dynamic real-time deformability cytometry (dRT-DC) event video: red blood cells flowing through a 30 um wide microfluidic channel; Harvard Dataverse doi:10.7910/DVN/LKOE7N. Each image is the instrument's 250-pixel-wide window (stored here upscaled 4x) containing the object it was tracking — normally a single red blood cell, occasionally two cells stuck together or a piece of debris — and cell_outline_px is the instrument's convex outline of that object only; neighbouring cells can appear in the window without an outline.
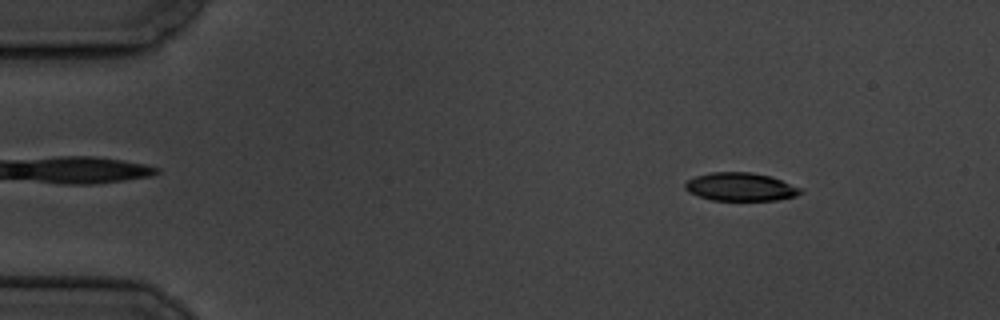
{"species": "common noctule bat (a hibernating species)", "species_latin": "Nyctalus noctula", "temperature_condition": "cold", "stored_images_in_passage": 57, "camera_frame_rate_fps": 3000, "um_per_image_px": 0.085, "animal": {"sex": "male", "body_mass_g": 19.5, "forearm_length_mm": 54.6}, "frame": {"image": 1, "passage_image": 7, "time_ms": 2.0, "image_size_px": [1000, 320], "cell_outline_px": [[804, 192], [796, 196], [776, 200], [712, 200], [688, 192], [684, 188], [684, 184], [688, 180], [696, 176], [712, 172], [748, 172], [772, 176], [804, 188]], "centroid_in_image_um": [63.0, 15.88], "position_along_channel_um": 22.0, "area_um2": 19.13}}
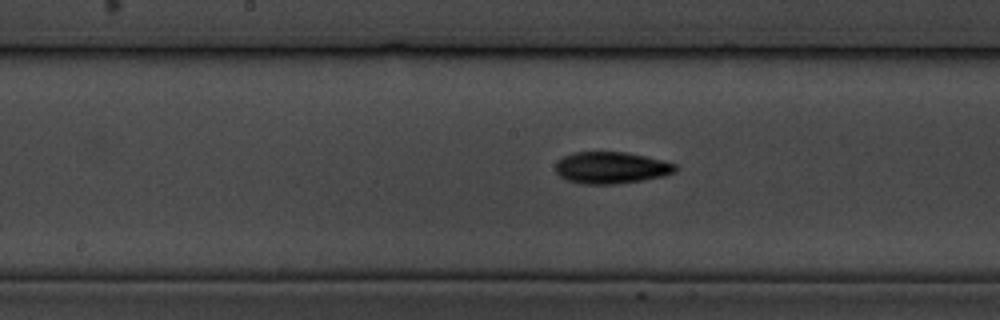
{"frame": {"image": 2, "passage_image": 29, "time_ms": 9.333, "image_size_px": [1000, 320], "cell_outline_px": [[680, 168], [664, 176], [644, 180], [616, 184], [580, 184], [568, 180], [560, 176], [556, 172], [556, 164], [564, 156], [572, 152], [628, 152], [676, 164]], "centroid_in_image_um": [51.96, 14.26], "position_along_channel_um": 196.2, "area_um2": 22.14}}
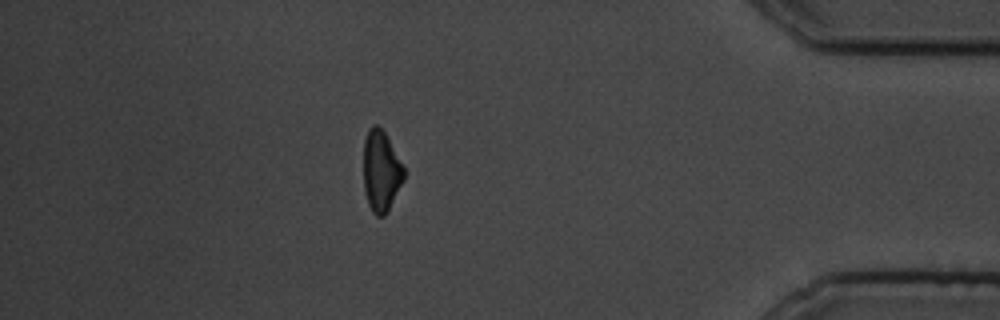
{"frame": {"image": 3, "passage_image": 50, "time_ms": 16.333, "image_size_px": [1000, 320], "cell_outline_px": [[404, 180], [384, 216], [376, 216], [372, 212], [368, 204], [364, 192], [364, 140], [368, 128], [372, 124], [376, 124], [384, 132], [404, 164]], "centroid_in_image_um": [32.39, 14.52], "position_along_channel_um": 402.8, "area_um2": 19.13}, "authors_computed_cell_mechanics": {"area_um2": 20.1722, "velocity_mm_per_s": 3.5037, "shape_relaxation_time_tau1_ms": 2.902, "shape_relaxation_time_tau2_ms": 9.2849, "deformation_change_tau1": 0.1164, "deformation_change_tau2": 0.1736}}